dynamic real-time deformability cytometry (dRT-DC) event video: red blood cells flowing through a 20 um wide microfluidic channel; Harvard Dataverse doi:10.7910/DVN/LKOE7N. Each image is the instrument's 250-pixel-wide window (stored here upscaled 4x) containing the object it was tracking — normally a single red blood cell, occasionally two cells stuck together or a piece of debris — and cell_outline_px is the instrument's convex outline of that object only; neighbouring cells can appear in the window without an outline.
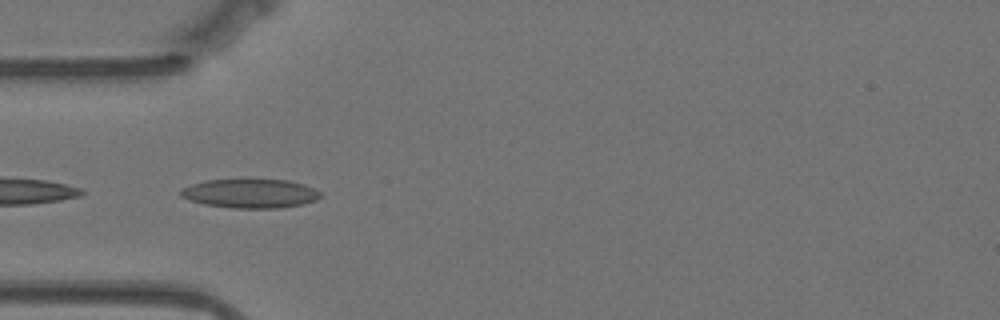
{"species": "Egyptian fruit bat (a non-hibernating species)", "species_latin": "Rousettus aegyptiacus", "temperature_condition": "warm", "stored_images_in_passage": 24, "camera_frame_rate_fps": 3000, "um_per_image_px": 0.085, "animal": {"sex": "female"}, "frame": {"image": 1, "passage_image": 8, "time_ms": 2.333, "image_size_px": [1000, 320], "cell_outline_px": [[320, 196], [316, 200], [300, 204], [280, 208], [232, 208], [204, 204], [180, 196], [180, 188], [204, 180], [244, 176], [288, 180], [304, 184], [320, 192]], "centroid_in_image_um": [21.22, 16.38], "position_along_channel_um": 63.8, "area_um2": 24.62}}